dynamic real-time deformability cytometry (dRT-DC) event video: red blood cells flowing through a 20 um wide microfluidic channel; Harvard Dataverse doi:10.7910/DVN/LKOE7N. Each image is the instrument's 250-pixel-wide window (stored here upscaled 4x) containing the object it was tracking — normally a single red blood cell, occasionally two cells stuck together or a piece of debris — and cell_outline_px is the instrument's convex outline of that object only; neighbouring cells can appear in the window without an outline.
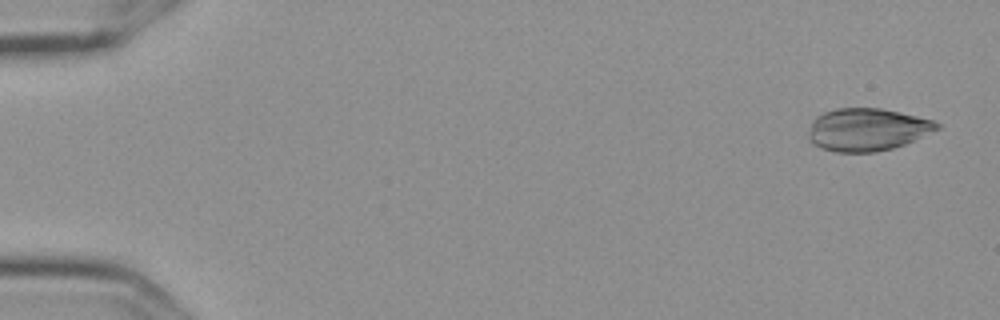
{"species": "Egyptian fruit bat (a non-hibernating species)", "species_latin": "Rousettus aegyptiacus", "temperature_condition": "cold", "stored_images_in_passage": 56, "segment_of_instrument_passage": [1, 2], "camera_frame_rate_fps": 3000, "um_per_image_px": 0.085, "frame": {"image": 1, "passage_image": 1, "time_ms": 0.0, "image_size_px": [1000, 320], "cell_outline_px": [[940, 128], [904, 144], [892, 148], [876, 152], [836, 152], [820, 148], [808, 140], [808, 132], [816, 116], [824, 112], [836, 108], [880, 108], [900, 112], [932, 120], [940, 124]], "centroid_in_image_um": [73.68, 11.01], "position_along_channel_um": 11.3, "area_um2": 31.73}}
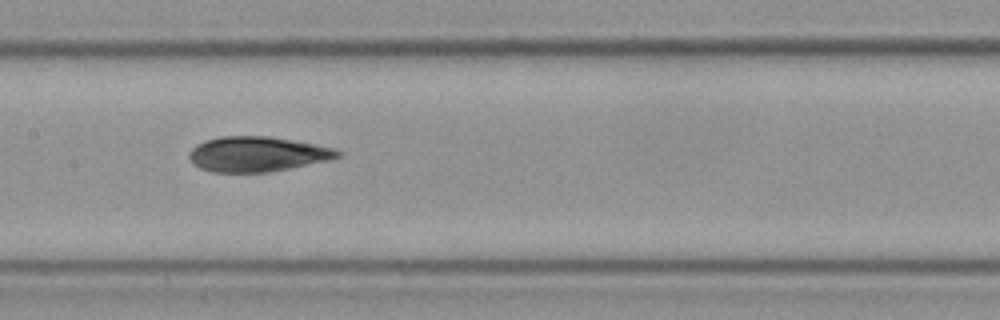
{"frame": {"image": 2, "passage_image": 27, "time_ms": 8.667, "image_size_px": [1000, 320], "cell_outline_px": [[344, 156], [332, 160], [268, 172], [212, 172], [200, 168], [192, 164], [188, 156], [188, 152], [196, 144], [204, 140], [220, 136], [268, 136], [292, 140], [336, 148], [344, 152]], "centroid_in_image_um": [21.89, 13.1], "position_along_channel_um": 185.5, "area_um2": 30.75}}
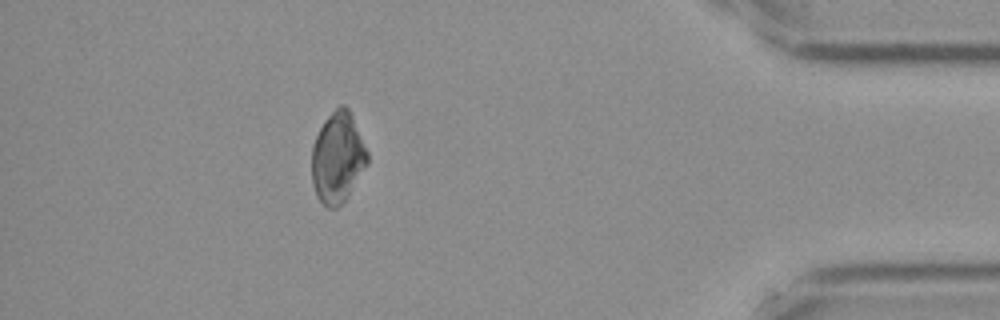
{"frame": {"image": 3, "passage_image": 49, "time_ms": 16.0, "image_size_px": [1000, 320], "cell_outline_px": [[368, 164], [344, 200], [336, 208], [328, 208], [316, 196], [312, 184], [312, 144], [324, 120], [340, 104], [344, 104], [348, 108], [352, 116], [368, 152]], "centroid_in_image_um": [28.69, 13.39], "position_along_channel_um": 406.5, "area_um2": 29.19}}